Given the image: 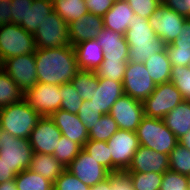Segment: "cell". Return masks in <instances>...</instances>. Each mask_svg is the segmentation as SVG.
<instances>
[{
  "label": "cell",
  "instance_id": "cell-1",
  "mask_svg": "<svg viewBox=\"0 0 190 190\" xmlns=\"http://www.w3.org/2000/svg\"><path fill=\"white\" fill-rule=\"evenodd\" d=\"M37 82L53 85L69 83L79 71L73 46L36 49Z\"/></svg>",
  "mask_w": 190,
  "mask_h": 190
},
{
  "label": "cell",
  "instance_id": "cell-2",
  "mask_svg": "<svg viewBox=\"0 0 190 190\" xmlns=\"http://www.w3.org/2000/svg\"><path fill=\"white\" fill-rule=\"evenodd\" d=\"M42 116L30 107L25 99L0 108V129L22 139H29Z\"/></svg>",
  "mask_w": 190,
  "mask_h": 190
},
{
  "label": "cell",
  "instance_id": "cell-3",
  "mask_svg": "<svg viewBox=\"0 0 190 190\" xmlns=\"http://www.w3.org/2000/svg\"><path fill=\"white\" fill-rule=\"evenodd\" d=\"M135 133L141 146L168 155L179 143L164 120L159 118L144 116Z\"/></svg>",
  "mask_w": 190,
  "mask_h": 190
},
{
  "label": "cell",
  "instance_id": "cell-4",
  "mask_svg": "<svg viewBox=\"0 0 190 190\" xmlns=\"http://www.w3.org/2000/svg\"><path fill=\"white\" fill-rule=\"evenodd\" d=\"M33 149L29 139L17 138L0 129V160L17 175L31 165Z\"/></svg>",
  "mask_w": 190,
  "mask_h": 190
},
{
  "label": "cell",
  "instance_id": "cell-5",
  "mask_svg": "<svg viewBox=\"0 0 190 190\" xmlns=\"http://www.w3.org/2000/svg\"><path fill=\"white\" fill-rule=\"evenodd\" d=\"M35 51L33 34L20 25L10 23L0 27V54L3 61L14 56L35 54Z\"/></svg>",
  "mask_w": 190,
  "mask_h": 190
},
{
  "label": "cell",
  "instance_id": "cell-6",
  "mask_svg": "<svg viewBox=\"0 0 190 190\" xmlns=\"http://www.w3.org/2000/svg\"><path fill=\"white\" fill-rule=\"evenodd\" d=\"M183 101L182 94L172 82L158 84L152 94L143 101L144 114L163 119Z\"/></svg>",
  "mask_w": 190,
  "mask_h": 190
},
{
  "label": "cell",
  "instance_id": "cell-7",
  "mask_svg": "<svg viewBox=\"0 0 190 190\" xmlns=\"http://www.w3.org/2000/svg\"><path fill=\"white\" fill-rule=\"evenodd\" d=\"M107 145L112 155V173L125 172L140 146L136 133L124 129H118Z\"/></svg>",
  "mask_w": 190,
  "mask_h": 190
},
{
  "label": "cell",
  "instance_id": "cell-8",
  "mask_svg": "<svg viewBox=\"0 0 190 190\" xmlns=\"http://www.w3.org/2000/svg\"><path fill=\"white\" fill-rule=\"evenodd\" d=\"M36 49L59 48L69 45L68 24L53 10L33 35Z\"/></svg>",
  "mask_w": 190,
  "mask_h": 190
},
{
  "label": "cell",
  "instance_id": "cell-9",
  "mask_svg": "<svg viewBox=\"0 0 190 190\" xmlns=\"http://www.w3.org/2000/svg\"><path fill=\"white\" fill-rule=\"evenodd\" d=\"M123 92L139 101L148 98L157 86L144 63L128 61L123 77Z\"/></svg>",
  "mask_w": 190,
  "mask_h": 190
},
{
  "label": "cell",
  "instance_id": "cell-10",
  "mask_svg": "<svg viewBox=\"0 0 190 190\" xmlns=\"http://www.w3.org/2000/svg\"><path fill=\"white\" fill-rule=\"evenodd\" d=\"M60 85L37 83L24 93V99L41 116L50 117L61 107Z\"/></svg>",
  "mask_w": 190,
  "mask_h": 190
},
{
  "label": "cell",
  "instance_id": "cell-11",
  "mask_svg": "<svg viewBox=\"0 0 190 190\" xmlns=\"http://www.w3.org/2000/svg\"><path fill=\"white\" fill-rule=\"evenodd\" d=\"M186 17L161 4L148 18L156 37L161 38L166 45L177 39Z\"/></svg>",
  "mask_w": 190,
  "mask_h": 190
},
{
  "label": "cell",
  "instance_id": "cell-12",
  "mask_svg": "<svg viewBox=\"0 0 190 190\" xmlns=\"http://www.w3.org/2000/svg\"><path fill=\"white\" fill-rule=\"evenodd\" d=\"M109 114L118 129L135 132L144 114L143 102L129 95H122L111 107Z\"/></svg>",
  "mask_w": 190,
  "mask_h": 190
},
{
  "label": "cell",
  "instance_id": "cell-13",
  "mask_svg": "<svg viewBox=\"0 0 190 190\" xmlns=\"http://www.w3.org/2000/svg\"><path fill=\"white\" fill-rule=\"evenodd\" d=\"M4 71L24 93L38 83L34 54L14 56L5 60Z\"/></svg>",
  "mask_w": 190,
  "mask_h": 190
},
{
  "label": "cell",
  "instance_id": "cell-14",
  "mask_svg": "<svg viewBox=\"0 0 190 190\" xmlns=\"http://www.w3.org/2000/svg\"><path fill=\"white\" fill-rule=\"evenodd\" d=\"M66 169L91 188L110 175V172L96 162L83 148Z\"/></svg>",
  "mask_w": 190,
  "mask_h": 190
},
{
  "label": "cell",
  "instance_id": "cell-15",
  "mask_svg": "<svg viewBox=\"0 0 190 190\" xmlns=\"http://www.w3.org/2000/svg\"><path fill=\"white\" fill-rule=\"evenodd\" d=\"M61 135L54 121L49 116H42L29 137L33 153L53 155Z\"/></svg>",
  "mask_w": 190,
  "mask_h": 190
},
{
  "label": "cell",
  "instance_id": "cell-16",
  "mask_svg": "<svg viewBox=\"0 0 190 190\" xmlns=\"http://www.w3.org/2000/svg\"><path fill=\"white\" fill-rule=\"evenodd\" d=\"M169 170V155L153 151L144 146H139L135 152L131 164L126 173H149L163 174Z\"/></svg>",
  "mask_w": 190,
  "mask_h": 190
},
{
  "label": "cell",
  "instance_id": "cell-17",
  "mask_svg": "<svg viewBox=\"0 0 190 190\" xmlns=\"http://www.w3.org/2000/svg\"><path fill=\"white\" fill-rule=\"evenodd\" d=\"M104 28L103 17L87 13L78 20L68 24L70 45L74 46L83 41L96 39L99 32Z\"/></svg>",
  "mask_w": 190,
  "mask_h": 190
},
{
  "label": "cell",
  "instance_id": "cell-18",
  "mask_svg": "<svg viewBox=\"0 0 190 190\" xmlns=\"http://www.w3.org/2000/svg\"><path fill=\"white\" fill-rule=\"evenodd\" d=\"M50 118L54 121L63 136L77 142L82 148L89 140L88 131L77 114L59 109Z\"/></svg>",
  "mask_w": 190,
  "mask_h": 190
},
{
  "label": "cell",
  "instance_id": "cell-19",
  "mask_svg": "<svg viewBox=\"0 0 190 190\" xmlns=\"http://www.w3.org/2000/svg\"><path fill=\"white\" fill-rule=\"evenodd\" d=\"M122 95H124L122 82L98 78V87L94 90L90 102L98 109V113L109 114L113 104Z\"/></svg>",
  "mask_w": 190,
  "mask_h": 190
},
{
  "label": "cell",
  "instance_id": "cell-20",
  "mask_svg": "<svg viewBox=\"0 0 190 190\" xmlns=\"http://www.w3.org/2000/svg\"><path fill=\"white\" fill-rule=\"evenodd\" d=\"M96 40L104 52V60H129V46L124 34L104 27Z\"/></svg>",
  "mask_w": 190,
  "mask_h": 190
},
{
  "label": "cell",
  "instance_id": "cell-21",
  "mask_svg": "<svg viewBox=\"0 0 190 190\" xmlns=\"http://www.w3.org/2000/svg\"><path fill=\"white\" fill-rule=\"evenodd\" d=\"M79 70L96 71L104 60V52L96 39L73 46Z\"/></svg>",
  "mask_w": 190,
  "mask_h": 190
},
{
  "label": "cell",
  "instance_id": "cell-22",
  "mask_svg": "<svg viewBox=\"0 0 190 190\" xmlns=\"http://www.w3.org/2000/svg\"><path fill=\"white\" fill-rule=\"evenodd\" d=\"M134 15L126 0L114 1L111 9L103 16L104 27L125 34Z\"/></svg>",
  "mask_w": 190,
  "mask_h": 190
},
{
  "label": "cell",
  "instance_id": "cell-23",
  "mask_svg": "<svg viewBox=\"0 0 190 190\" xmlns=\"http://www.w3.org/2000/svg\"><path fill=\"white\" fill-rule=\"evenodd\" d=\"M165 125L179 140L190 132V101H183L164 118Z\"/></svg>",
  "mask_w": 190,
  "mask_h": 190
},
{
  "label": "cell",
  "instance_id": "cell-24",
  "mask_svg": "<svg viewBox=\"0 0 190 190\" xmlns=\"http://www.w3.org/2000/svg\"><path fill=\"white\" fill-rule=\"evenodd\" d=\"M124 37L128 45H143L153 44L156 35L147 18L134 15Z\"/></svg>",
  "mask_w": 190,
  "mask_h": 190
},
{
  "label": "cell",
  "instance_id": "cell-25",
  "mask_svg": "<svg viewBox=\"0 0 190 190\" xmlns=\"http://www.w3.org/2000/svg\"><path fill=\"white\" fill-rule=\"evenodd\" d=\"M29 169L54 183L66 168L53 155L33 153Z\"/></svg>",
  "mask_w": 190,
  "mask_h": 190
},
{
  "label": "cell",
  "instance_id": "cell-26",
  "mask_svg": "<svg viewBox=\"0 0 190 190\" xmlns=\"http://www.w3.org/2000/svg\"><path fill=\"white\" fill-rule=\"evenodd\" d=\"M144 65L156 85L170 82L172 65L166 48L162 52L150 56Z\"/></svg>",
  "mask_w": 190,
  "mask_h": 190
},
{
  "label": "cell",
  "instance_id": "cell-27",
  "mask_svg": "<svg viewBox=\"0 0 190 190\" xmlns=\"http://www.w3.org/2000/svg\"><path fill=\"white\" fill-rule=\"evenodd\" d=\"M53 10V0H33L31 9L28 8L26 13V31L34 35L44 17Z\"/></svg>",
  "mask_w": 190,
  "mask_h": 190
},
{
  "label": "cell",
  "instance_id": "cell-28",
  "mask_svg": "<svg viewBox=\"0 0 190 190\" xmlns=\"http://www.w3.org/2000/svg\"><path fill=\"white\" fill-rule=\"evenodd\" d=\"M53 8L67 24L88 13L85 0H53Z\"/></svg>",
  "mask_w": 190,
  "mask_h": 190
},
{
  "label": "cell",
  "instance_id": "cell-29",
  "mask_svg": "<svg viewBox=\"0 0 190 190\" xmlns=\"http://www.w3.org/2000/svg\"><path fill=\"white\" fill-rule=\"evenodd\" d=\"M14 180L18 190H54L53 182L30 169L18 173Z\"/></svg>",
  "mask_w": 190,
  "mask_h": 190
},
{
  "label": "cell",
  "instance_id": "cell-30",
  "mask_svg": "<svg viewBox=\"0 0 190 190\" xmlns=\"http://www.w3.org/2000/svg\"><path fill=\"white\" fill-rule=\"evenodd\" d=\"M24 99L23 90L2 70L0 72V108Z\"/></svg>",
  "mask_w": 190,
  "mask_h": 190
},
{
  "label": "cell",
  "instance_id": "cell-31",
  "mask_svg": "<svg viewBox=\"0 0 190 190\" xmlns=\"http://www.w3.org/2000/svg\"><path fill=\"white\" fill-rule=\"evenodd\" d=\"M70 82L83 101H90L98 87V77L94 71L79 70Z\"/></svg>",
  "mask_w": 190,
  "mask_h": 190
},
{
  "label": "cell",
  "instance_id": "cell-32",
  "mask_svg": "<svg viewBox=\"0 0 190 190\" xmlns=\"http://www.w3.org/2000/svg\"><path fill=\"white\" fill-rule=\"evenodd\" d=\"M128 46H129V61L135 63H144L150 56L162 52L166 48L165 42L159 37L153 39V44L128 45Z\"/></svg>",
  "mask_w": 190,
  "mask_h": 190
},
{
  "label": "cell",
  "instance_id": "cell-33",
  "mask_svg": "<svg viewBox=\"0 0 190 190\" xmlns=\"http://www.w3.org/2000/svg\"><path fill=\"white\" fill-rule=\"evenodd\" d=\"M118 131V126L110 114H103L93 128L88 132L89 140L108 141L115 132Z\"/></svg>",
  "mask_w": 190,
  "mask_h": 190
},
{
  "label": "cell",
  "instance_id": "cell-34",
  "mask_svg": "<svg viewBox=\"0 0 190 190\" xmlns=\"http://www.w3.org/2000/svg\"><path fill=\"white\" fill-rule=\"evenodd\" d=\"M83 149L90 154L92 158L112 173V155L106 141L88 140Z\"/></svg>",
  "mask_w": 190,
  "mask_h": 190
},
{
  "label": "cell",
  "instance_id": "cell-35",
  "mask_svg": "<svg viewBox=\"0 0 190 190\" xmlns=\"http://www.w3.org/2000/svg\"><path fill=\"white\" fill-rule=\"evenodd\" d=\"M82 147L61 135L53 156L66 168L79 154Z\"/></svg>",
  "mask_w": 190,
  "mask_h": 190
},
{
  "label": "cell",
  "instance_id": "cell-36",
  "mask_svg": "<svg viewBox=\"0 0 190 190\" xmlns=\"http://www.w3.org/2000/svg\"><path fill=\"white\" fill-rule=\"evenodd\" d=\"M169 169L182 175L190 174V150L178 143L169 154Z\"/></svg>",
  "mask_w": 190,
  "mask_h": 190
},
{
  "label": "cell",
  "instance_id": "cell-37",
  "mask_svg": "<svg viewBox=\"0 0 190 190\" xmlns=\"http://www.w3.org/2000/svg\"><path fill=\"white\" fill-rule=\"evenodd\" d=\"M129 60H103L100 67L95 71L98 78H108L115 82H123V77Z\"/></svg>",
  "mask_w": 190,
  "mask_h": 190
},
{
  "label": "cell",
  "instance_id": "cell-38",
  "mask_svg": "<svg viewBox=\"0 0 190 190\" xmlns=\"http://www.w3.org/2000/svg\"><path fill=\"white\" fill-rule=\"evenodd\" d=\"M61 94V107L60 109L68 111L72 114H77L81 105L83 104L82 98L75 90L71 82L60 85Z\"/></svg>",
  "mask_w": 190,
  "mask_h": 190
},
{
  "label": "cell",
  "instance_id": "cell-39",
  "mask_svg": "<svg viewBox=\"0 0 190 190\" xmlns=\"http://www.w3.org/2000/svg\"><path fill=\"white\" fill-rule=\"evenodd\" d=\"M132 181L134 190H160L163 174L127 173Z\"/></svg>",
  "mask_w": 190,
  "mask_h": 190
},
{
  "label": "cell",
  "instance_id": "cell-40",
  "mask_svg": "<svg viewBox=\"0 0 190 190\" xmlns=\"http://www.w3.org/2000/svg\"><path fill=\"white\" fill-rule=\"evenodd\" d=\"M175 87L180 91L184 101H190V67L172 66L171 79Z\"/></svg>",
  "mask_w": 190,
  "mask_h": 190
},
{
  "label": "cell",
  "instance_id": "cell-41",
  "mask_svg": "<svg viewBox=\"0 0 190 190\" xmlns=\"http://www.w3.org/2000/svg\"><path fill=\"white\" fill-rule=\"evenodd\" d=\"M54 190H91L70 171L65 169L53 183Z\"/></svg>",
  "mask_w": 190,
  "mask_h": 190
},
{
  "label": "cell",
  "instance_id": "cell-42",
  "mask_svg": "<svg viewBox=\"0 0 190 190\" xmlns=\"http://www.w3.org/2000/svg\"><path fill=\"white\" fill-rule=\"evenodd\" d=\"M166 50L172 66L190 65V45H166Z\"/></svg>",
  "mask_w": 190,
  "mask_h": 190
},
{
  "label": "cell",
  "instance_id": "cell-43",
  "mask_svg": "<svg viewBox=\"0 0 190 190\" xmlns=\"http://www.w3.org/2000/svg\"><path fill=\"white\" fill-rule=\"evenodd\" d=\"M77 115L89 132L103 114L98 113V109L90 101L85 100L78 110Z\"/></svg>",
  "mask_w": 190,
  "mask_h": 190
},
{
  "label": "cell",
  "instance_id": "cell-44",
  "mask_svg": "<svg viewBox=\"0 0 190 190\" xmlns=\"http://www.w3.org/2000/svg\"><path fill=\"white\" fill-rule=\"evenodd\" d=\"M160 190H187V177L169 169L163 173Z\"/></svg>",
  "mask_w": 190,
  "mask_h": 190
},
{
  "label": "cell",
  "instance_id": "cell-45",
  "mask_svg": "<svg viewBox=\"0 0 190 190\" xmlns=\"http://www.w3.org/2000/svg\"><path fill=\"white\" fill-rule=\"evenodd\" d=\"M134 14L141 18H149L162 4L161 0H126Z\"/></svg>",
  "mask_w": 190,
  "mask_h": 190
},
{
  "label": "cell",
  "instance_id": "cell-46",
  "mask_svg": "<svg viewBox=\"0 0 190 190\" xmlns=\"http://www.w3.org/2000/svg\"><path fill=\"white\" fill-rule=\"evenodd\" d=\"M33 0H12L11 23L20 25L26 30V13L31 9Z\"/></svg>",
  "mask_w": 190,
  "mask_h": 190
},
{
  "label": "cell",
  "instance_id": "cell-47",
  "mask_svg": "<svg viewBox=\"0 0 190 190\" xmlns=\"http://www.w3.org/2000/svg\"><path fill=\"white\" fill-rule=\"evenodd\" d=\"M112 190H134L131 179L126 172L110 173Z\"/></svg>",
  "mask_w": 190,
  "mask_h": 190
},
{
  "label": "cell",
  "instance_id": "cell-48",
  "mask_svg": "<svg viewBox=\"0 0 190 190\" xmlns=\"http://www.w3.org/2000/svg\"><path fill=\"white\" fill-rule=\"evenodd\" d=\"M113 3V0H85L88 12L102 17L111 9Z\"/></svg>",
  "mask_w": 190,
  "mask_h": 190
},
{
  "label": "cell",
  "instance_id": "cell-49",
  "mask_svg": "<svg viewBox=\"0 0 190 190\" xmlns=\"http://www.w3.org/2000/svg\"><path fill=\"white\" fill-rule=\"evenodd\" d=\"M161 3L178 14L190 18V0H161Z\"/></svg>",
  "mask_w": 190,
  "mask_h": 190
},
{
  "label": "cell",
  "instance_id": "cell-50",
  "mask_svg": "<svg viewBox=\"0 0 190 190\" xmlns=\"http://www.w3.org/2000/svg\"><path fill=\"white\" fill-rule=\"evenodd\" d=\"M12 0H0V27L11 23Z\"/></svg>",
  "mask_w": 190,
  "mask_h": 190
},
{
  "label": "cell",
  "instance_id": "cell-51",
  "mask_svg": "<svg viewBox=\"0 0 190 190\" xmlns=\"http://www.w3.org/2000/svg\"><path fill=\"white\" fill-rule=\"evenodd\" d=\"M179 44L190 45V18L185 19L182 30L177 36V39L168 45H179Z\"/></svg>",
  "mask_w": 190,
  "mask_h": 190
},
{
  "label": "cell",
  "instance_id": "cell-52",
  "mask_svg": "<svg viewBox=\"0 0 190 190\" xmlns=\"http://www.w3.org/2000/svg\"><path fill=\"white\" fill-rule=\"evenodd\" d=\"M15 177L16 175L11 171V168L0 160V184L15 179Z\"/></svg>",
  "mask_w": 190,
  "mask_h": 190
},
{
  "label": "cell",
  "instance_id": "cell-53",
  "mask_svg": "<svg viewBox=\"0 0 190 190\" xmlns=\"http://www.w3.org/2000/svg\"><path fill=\"white\" fill-rule=\"evenodd\" d=\"M91 190H112L111 188V177L109 176L104 181L100 182L96 186L92 187Z\"/></svg>",
  "mask_w": 190,
  "mask_h": 190
},
{
  "label": "cell",
  "instance_id": "cell-54",
  "mask_svg": "<svg viewBox=\"0 0 190 190\" xmlns=\"http://www.w3.org/2000/svg\"><path fill=\"white\" fill-rule=\"evenodd\" d=\"M0 190H18L15 180L11 179L0 184Z\"/></svg>",
  "mask_w": 190,
  "mask_h": 190
},
{
  "label": "cell",
  "instance_id": "cell-55",
  "mask_svg": "<svg viewBox=\"0 0 190 190\" xmlns=\"http://www.w3.org/2000/svg\"><path fill=\"white\" fill-rule=\"evenodd\" d=\"M179 143L190 150V132L179 139Z\"/></svg>",
  "mask_w": 190,
  "mask_h": 190
},
{
  "label": "cell",
  "instance_id": "cell-56",
  "mask_svg": "<svg viewBox=\"0 0 190 190\" xmlns=\"http://www.w3.org/2000/svg\"><path fill=\"white\" fill-rule=\"evenodd\" d=\"M2 70H4V61H3L2 57H1V54H0V72Z\"/></svg>",
  "mask_w": 190,
  "mask_h": 190
},
{
  "label": "cell",
  "instance_id": "cell-57",
  "mask_svg": "<svg viewBox=\"0 0 190 190\" xmlns=\"http://www.w3.org/2000/svg\"><path fill=\"white\" fill-rule=\"evenodd\" d=\"M187 177V190H190V174Z\"/></svg>",
  "mask_w": 190,
  "mask_h": 190
}]
</instances>
